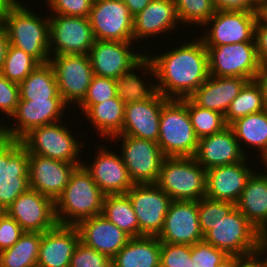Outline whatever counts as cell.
Listing matches in <instances>:
<instances>
[{"instance_id":"cell-58","label":"cell","mask_w":267,"mask_h":267,"mask_svg":"<svg viewBox=\"0 0 267 267\" xmlns=\"http://www.w3.org/2000/svg\"><path fill=\"white\" fill-rule=\"evenodd\" d=\"M4 121L0 122V141L4 138L3 134V123Z\"/></svg>"},{"instance_id":"cell-38","label":"cell","mask_w":267,"mask_h":267,"mask_svg":"<svg viewBox=\"0 0 267 267\" xmlns=\"http://www.w3.org/2000/svg\"><path fill=\"white\" fill-rule=\"evenodd\" d=\"M39 64L34 57L9 44L0 73L20 84Z\"/></svg>"},{"instance_id":"cell-45","label":"cell","mask_w":267,"mask_h":267,"mask_svg":"<svg viewBox=\"0 0 267 267\" xmlns=\"http://www.w3.org/2000/svg\"><path fill=\"white\" fill-rule=\"evenodd\" d=\"M50 14L89 17L94 0H45Z\"/></svg>"},{"instance_id":"cell-2","label":"cell","mask_w":267,"mask_h":267,"mask_svg":"<svg viewBox=\"0 0 267 267\" xmlns=\"http://www.w3.org/2000/svg\"><path fill=\"white\" fill-rule=\"evenodd\" d=\"M133 43L95 40L88 54L94 75L115 79L127 87L142 85L145 79L135 72L139 68L142 76L145 75V53L134 52Z\"/></svg>"},{"instance_id":"cell-43","label":"cell","mask_w":267,"mask_h":267,"mask_svg":"<svg viewBox=\"0 0 267 267\" xmlns=\"http://www.w3.org/2000/svg\"><path fill=\"white\" fill-rule=\"evenodd\" d=\"M161 267H191V245L161 243Z\"/></svg>"},{"instance_id":"cell-14","label":"cell","mask_w":267,"mask_h":267,"mask_svg":"<svg viewBox=\"0 0 267 267\" xmlns=\"http://www.w3.org/2000/svg\"><path fill=\"white\" fill-rule=\"evenodd\" d=\"M258 20L257 11L216 10L204 25L210 27L201 32L205 46H221L239 42H255L254 30Z\"/></svg>"},{"instance_id":"cell-13","label":"cell","mask_w":267,"mask_h":267,"mask_svg":"<svg viewBox=\"0 0 267 267\" xmlns=\"http://www.w3.org/2000/svg\"><path fill=\"white\" fill-rule=\"evenodd\" d=\"M49 63L54 69L58 93L64 103L70 108L72 104L78 107L94 76L89 55H51Z\"/></svg>"},{"instance_id":"cell-25","label":"cell","mask_w":267,"mask_h":267,"mask_svg":"<svg viewBox=\"0 0 267 267\" xmlns=\"http://www.w3.org/2000/svg\"><path fill=\"white\" fill-rule=\"evenodd\" d=\"M80 242L112 259L130 236L108 221L102 214L84 219L76 225Z\"/></svg>"},{"instance_id":"cell-41","label":"cell","mask_w":267,"mask_h":267,"mask_svg":"<svg viewBox=\"0 0 267 267\" xmlns=\"http://www.w3.org/2000/svg\"><path fill=\"white\" fill-rule=\"evenodd\" d=\"M235 207L234 203L211 199L207 196L201 198L198 201V212L203 236Z\"/></svg>"},{"instance_id":"cell-20","label":"cell","mask_w":267,"mask_h":267,"mask_svg":"<svg viewBox=\"0 0 267 267\" xmlns=\"http://www.w3.org/2000/svg\"><path fill=\"white\" fill-rule=\"evenodd\" d=\"M200 228L198 201H172L165 216L161 243L194 245L203 241Z\"/></svg>"},{"instance_id":"cell-4","label":"cell","mask_w":267,"mask_h":267,"mask_svg":"<svg viewBox=\"0 0 267 267\" xmlns=\"http://www.w3.org/2000/svg\"><path fill=\"white\" fill-rule=\"evenodd\" d=\"M25 4L1 12L9 43L34 57L40 64L50 60L49 15L44 18Z\"/></svg>"},{"instance_id":"cell-3","label":"cell","mask_w":267,"mask_h":267,"mask_svg":"<svg viewBox=\"0 0 267 267\" xmlns=\"http://www.w3.org/2000/svg\"><path fill=\"white\" fill-rule=\"evenodd\" d=\"M105 194L94 182L85 167L78 166L55 200V213L59 225L76 226L80 221L102 214Z\"/></svg>"},{"instance_id":"cell-15","label":"cell","mask_w":267,"mask_h":267,"mask_svg":"<svg viewBox=\"0 0 267 267\" xmlns=\"http://www.w3.org/2000/svg\"><path fill=\"white\" fill-rule=\"evenodd\" d=\"M49 39L50 55L89 54L95 42L89 17L58 14H49Z\"/></svg>"},{"instance_id":"cell-35","label":"cell","mask_w":267,"mask_h":267,"mask_svg":"<svg viewBox=\"0 0 267 267\" xmlns=\"http://www.w3.org/2000/svg\"><path fill=\"white\" fill-rule=\"evenodd\" d=\"M102 215L131 238L139 237V224L126 194L105 195Z\"/></svg>"},{"instance_id":"cell-7","label":"cell","mask_w":267,"mask_h":267,"mask_svg":"<svg viewBox=\"0 0 267 267\" xmlns=\"http://www.w3.org/2000/svg\"><path fill=\"white\" fill-rule=\"evenodd\" d=\"M156 184L174 201L206 196V170L194 157H166Z\"/></svg>"},{"instance_id":"cell-52","label":"cell","mask_w":267,"mask_h":267,"mask_svg":"<svg viewBox=\"0 0 267 267\" xmlns=\"http://www.w3.org/2000/svg\"><path fill=\"white\" fill-rule=\"evenodd\" d=\"M9 39L7 32L2 24H0V71L4 64V59L6 57L7 49L9 46Z\"/></svg>"},{"instance_id":"cell-48","label":"cell","mask_w":267,"mask_h":267,"mask_svg":"<svg viewBox=\"0 0 267 267\" xmlns=\"http://www.w3.org/2000/svg\"><path fill=\"white\" fill-rule=\"evenodd\" d=\"M216 10L258 11L260 0H213Z\"/></svg>"},{"instance_id":"cell-47","label":"cell","mask_w":267,"mask_h":267,"mask_svg":"<svg viewBox=\"0 0 267 267\" xmlns=\"http://www.w3.org/2000/svg\"><path fill=\"white\" fill-rule=\"evenodd\" d=\"M24 232L15 219L5 211L0 212V252L11 248Z\"/></svg>"},{"instance_id":"cell-53","label":"cell","mask_w":267,"mask_h":267,"mask_svg":"<svg viewBox=\"0 0 267 267\" xmlns=\"http://www.w3.org/2000/svg\"><path fill=\"white\" fill-rule=\"evenodd\" d=\"M256 81L262 88L264 104L267 109V64L261 66L260 71L257 74Z\"/></svg>"},{"instance_id":"cell-37","label":"cell","mask_w":267,"mask_h":267,"mask_svg":"<svg viewBox=\"0 0 267 267\" xmlns=\"http://www.w3.org/2000/svg\"><path fill=\"white\" fill-rule=\"evenodd\" d=\"M187 108L194 133L198 139L215 134L228 126L224 115L211 109L202 108L190 98H187Z\"/></svg>"},{"instance_id":"cell-40","label":"cell","mask_w":267,"mask_h":267,"mask_svg":"<svg viewBox=\"0 0 267 267\" xmlns=\"http://www.w3.org/2000/svg\"><path fill=\"white\" fill-rule=\"evenodd\" d=\"M126 87L124 83L115 79L94 75L86 96L76 108L81 109L84 114L93 104L116 98Z\"/></svg>"},{"instance_id":"cell-50","label":"cell","mask_w":267,"mask_h":267,"mask_svg":"<svg viewBox=\"0 0 267 267\" xmlns=\"http://www.w3.org/2000/svg\"><path fill=\"white\" fill-rule=\"evenodd\" d=\"M237 267H267V257L261 250L248 256H237Z\"/></svg>"},{"instance_id":"cell-24","label":"cell","mask_w":267,"mask_h":267,"mask_svg":"<svg viewBox=\"0 0 267 267\" xmlns=\"http://www.w3.org/2000/svg\"><path fill=\"white\" fill-rule=\"evenodd\" d=\"M246 157L229 125L215 134L198 139V148L194 156L205 170L239 163Z\"/></svg>"},{"instance_id":"cell-26","label":"cell","mask_w":267,"mask_h":267,"mask_svg":"<svg viewBox=\"0 0 267 267\" xmlns=\"http://www.w3.org/2000/svg\"><path fill=\"white\" fill-rule=\"evenodd\" d=\"M80 242L76 226L57 225L42 233L37 267H69Z\"/></svg>"},{"instance_id":"cell-10","label":"cell","mask_w":267,"mask_h":267,"mask_svg":"<svg viewBox=\"0 0 267 267\" xmlns=\"http://www.w3.org/2000/svg\"><path fill=\"white\" fill-rule=\"evenodd\" d=\"M29 186V153L20 140L0 141V211L4 212Z\"/></svg>"},{"instance_id":"cell-6","label":"cell","mask_w":267,"mask_h":267,"mask_svg":"<svg viewBox=\"0 0 267 267\" xmlns=\"http://www.w3.org/2000/svg\"><path fill=\"white\" fill-rule=\"evenodd\" d=\"M166 157H194L198 148L187 108V98L169 99L162 107L157 141Z\"/></svg>"},{"instance_id":"cell-29","label":"cell","mask_w":267,"mask_h":267,"mask_svg":"<svg viewBox=\"0 0 267 267\" xmlns=\"http://www.w3.org/2000/svg\"><path fill=\"white\" fill-rule=\"evenodd\" d=\"M258 171L248 179L236 208L263 234L267 232V173Z\"/></svg>"},{"instance_id":"cell-28","label":"cell","mask_w":267,"mask_h":267,"mask_svg":"<svg viewBox=\"0 0 267 267\" xmlns=\"http://www.w3.org/2000/svg\"><path fill=\"white\" fill-rule=\"evenodd\" d=\"M248 79L211 76L189 97L196 105L225 116L231 102L239 95Z\"/></svg>"},{"instance_id":"cell-11","label":"cell","mask_w":267,"mask_h":267,"mask_svg":"<svg viewBox=\"0 0 267 267\" xmlns=\"http://www.w3.org/2000/svg\"><path fill=\"white\" fill-rule=\"evenodd\" d=\"M208 51L209 75L216 77H242L255 80L260 62L255 42H239L221 46H205Z\"/></svg>"},{"instance_id":"cell-8","label":"cell","mask_w":267,"mask_h":267,"mask_svg":"<svg viewBox=\"0 0 267 267\" xmlns=\"http://www.w3.org/2000/svg\"><path fill=\"white\" fill-rule=\"evenodd\" d=\"M66 125L61 120L33 128L20 141L28 153L82 166L83 161L79 157L84 142L80 143L74 137L72 130H69V123Z\"/></svg>"},{"instance_id":"cell-27","label":"cell","mask_w":267,"mask_h":267,"mask_svg":"<svg viewBox=\"0 0 267 267\" xmlns=\"http://www.w3.org/2000/svg\"><path fill=\"white\" fill-rule=\"evenodd\" d=\"M179 24L174 0H152L133 18L134 42L177 31Z\"/></svg>"},{"instance_id":"cell-59","label":"cell","mask_w":267,"mask_h":267,"mask_svg":"<svg viewBox=\"0 0 267 267\" xmlns=\"http://www.w3.org/2000/svg\"><path fill=\"white\" fill-rule=\"evenodd\" d=\"M260 163L264 164L263 168L265 167V169L267 170V156ZM266 173H267V171H266Z\"/></svg>"},{"instance_id":"cell-51","label":"cell","mask_w":267,"mask_h":267,"mask_svg":"<svg viewBox=\"0 0 267 267\" xmlns=\"http://www.w3.org/2000/svg\"><path fill=\"white\" fill-rule=\"evenodd\" d=\"M134 18L138 15L152 0H122Z\"/></svg>"},{"instance_id":"cell-49","label":"cell","mask_w":267,"mask_h":267,"mask_svg":"<svg viewBox=\"0 0 267 267\" xmlns=\"http://www.w3.org/2000/svg\"><path fill=\"white\" fill-rule=\"evenodd\" d=\"M254 41L260 62L262 65L267 64V25L259 18L255 25Z\"/></svg>"},{"instance_id":"cell-36","label":"cell","mask_w":267,"mask_h":267,"mask_svg":"<svg viewBox=\"0 0 267 267\" xmlns=\"http://www.w3.org/2000/svg\"><path fill=\"white\" fill-rule=\"evenodd\" d=\"M265 109L262 88L256 79L251 80L243 86L239 95L231 102L225 114V121L227 125H230L239 118L262 112Z\"/></svg>"},{"instance_id":"cell-54","label":"cell","mask_w":267,"mask_h":267,"mask_svg":"<svg viewBox=\"0 0 267 267\" xmlns=\"http://www.w3.org/2000/svg\"><path fill=\"white\" fill-rule=\"evenodd\" d=\"M257 12L258 18L267 25V0H260Z\"/></svg>"},{"instance_id":"cell-18","label":"cell","mask_w":267,"mask_h":267,"mask_svg":"<svg viewBox=\"0 0 267 267\" xmlns=\"http://www.w3.org/2000/svg\"><path fill=\"white\" fill-rule=\"evenodd\" d=\"M5 212L25 232L43 233L58 225L55 201L31 188L19 195Z\"/></svg>"},{"instance_id":"cell-46","label":"cell","mask_w":267,"mask_h":267,"mask_svg":"<svg viewBox=\"0 0 267 267\" xmlns=\"http://www.w3.org/2000/svg\"><path fill=\"white\" fill-rule=\"evenodd\" d=\"M19 99V84L8 80L0 73V111L8 117V121L15 112Z\"/></svg>"},{"instance_id":"cell-55","label":"cell","mask_w":267,"mask_h":267,"mask_svg":"<svg viewBox=\"0 0 267 267\" xmlns=\"http://www.w3.org/2000/svg\"><path fill=\"white\" fill-rule=\"evenodd\" d=\"M24 2H20V0H0V11L3 12L8 10L9 8H14L22 5Z\"/></svg>"},{"instance_id":"cell-17","label":"cell","mask_w":267,"mask_h":267,"mask_svg":"<svg viewBox=\"0 0 267 267\" xmlns=\"http://www.w3.org/2000/svg\"><path fill=\"white\" fill-rule=\"evenodd\" d=\"M89 20L95 40L134 42L133 17L122 0H94Z\"/></svg>"},{"instance_id":"cell-33","label":"cell","mask_w":267,"mask_h":267,"mask_svg":"<svg viewBox=\"0 0 267 267\" xmlns=\"http://www.w3.org/2000/svg\"><path fill=\"white\" fill-rule=\"evenodd\" d=\"M19 101L62 99L52 65L39 64L20 84Z\"/></svg>"},{"instance_id":"cell-22","label":"cell","mask_w":267,"mask_h":267,"mask_svg":"<svg viewBox=\"0 0 267 267\" xmlns=\"http://www.w3.org/2000/svg\"><path fill=\"white\" fill-rule=\"evenodd\" d=\"M78 165L29 153V186L56 200Z\"/></svg>"},{"instance_id":"cell-19","label":"cell","mask_w":267,"mask_h":267,"mask_svg":"<svg viewBox=\"0 0 267 267\" xmlns=\"http://www.w3.org/2000/svg\"><path fill=\"white\" fill-rule=\"evenodd\" d=\"M67 106L63 99L19 101L10 120L13 124L3 123L5 138L20 140L31 129L63 120ZM13 118V119H12ZM10 126V127H9Z\"/></svg>"},{"instance_id":"cell-56","label":"cell","mask_w":267,"mask_h":267,"mask_svg":"<svg viewBox=\"0 0 267 267\" xmlns=\"http://www.w3.org/2000/svg\"><path fill=\"white\" fill-rule=\"evenodd\" d=\"M218 267H237V256H228Z\"/></svg>"},{"instance_id":"cell-34","label":"cell","mask_w":267,"mask_h":267,"mask_svg":"<svg viewBox=\"0 0 267 267\" xmlns=\"http://www.w3.org/2000/svg\"><path fill=\"white\" fill-rule=\"evenodd\" d=\"M40 232H24L11 247L0 252V267H37Z\"/></svg>"},{"instance_id":"cell-31","label":"cell","mask_w":267,"mask_h":267,"mask_svg":"<svg viewBox=\"0 0 267 267\" xmlns=\"http://www.w3.org/2000/svg\"><path fill=\"white\" fill-rule=\"evenodd\" d=\"M161 242L156 236L130 238L111 259L112 267H159Z\"/></svg>"},{"instance_id":"cell-57","label":"cell","mask_w":267,"mask_h":267,"mask_svg":"<svg viewBox=\"0 0 267 267\" xmlns=\"http://www.w3.org/2000/svg\"><path fill=\"white\" fill-rule=\"evenodd\" d=\"M261 251L267 256V232L261 237Z\"/></svg>"},{"instance_id":"cell-32","label":"cell","mask_w":267,"mask_h":267,"mask_svg":"<svg viewBox=\"0 0 267 267\" xmlns=\"http://www.w3.org/2000/svg\"><path fill=\"white\" fill-rule=\"evenodd\" d=\"M229 126L246 156L249 153L245 149L249 146L257 150L260 161L267 156V109L239 118ZM241 142L247 145L246 148Z\"/></svg>"},{"instance_id":"cell-44","label":"cell","mask_w":267,"mask_h":267,"mask_svg":"<svg viewBox=\"0 0 267 267\" xmlns=\"http://www.w3.org/2000/svg\"><path fill=\"white\" fill-rule=\"evenodd\" d=\"M111 259L79 242L72 255L69 267H112Z\"/></svg>"},{"instance_id":"cell-30","label":"cell","mask_w":267,"mask_h":267,"mask_svg":"<svg viewBox=\"0 0 267 267\" xmlns=\"http://www.w3.org/2000/svg\"><path fill=\"white\" fill-rule=\"evenodd\" d=\"M127 97L128 87L116 98L93 104L84 113V117H87L86 120L90 122L91 126L93 125L92 128L96 129L97 135L109 140V137L111 138L122 131Z\"/></svg>"},{"instance_id":"cell-42","label":"cell","mask_w":267,"mask_h":267,"mask_svg":"<svg viewBox=\"0 0 267 267\" xmlns=\"http://www.w3.org/2000/svg\"><path fill=\"white\" fill-rule=\"evenodd\" d=\"M228 256L203 240L191 246V267H218Z\"/></svg>"},{"instance_id":"cell-39","label":"cell","mask_w":267,"mask_h":267,"mask_svg":"<svg viewBox=\"0 0 267 267\" xmlns=\"http://www.w3.org/2000/svg\"><path fill=\"white\" fill-rule=\"evenodd\" d=\"M180 25L203 26L216 12L213 0H174Z\"/></svg>"},{"instance_id":"cell-12","label":"cell","mask_w":267,"mask_h":267,"mask_svg":"<svg viewBox=\"0 0 267 267\" xmlns=\"http://www.w3.org/2000/svg\"><path fill=\"white\" fill-rule=\"evenodd\" d=\"M109 139L111 142L120 139L122 152L118 154L122 153L120 156L134 184H156L166 158L157 142L127 135H114Z\"/></svg>"},{"instance_id":"cell-23","label":"cell","mask_w":267,"mask_h":267,"mask_svg":"<svg viewBox=\"0 0 267 267\" xmlns=\"http://www.w3.org/2000/svg\"><path fill=\"white\" fill-rule=\"evenodd\" d=\"M246 157L234 164L216 166L206 170V196L211 199L236 204L248 179L255 172ZM252 166V168H251Z\"/></svg>"},{"instance_id":"cell-21","label":"cell","mask_w":267,"mask_h":267,"mask_svg":"<svg viewBox=\"0 0 267 267\" xmlns=\"http://www.w3.org/2000/svg\"><path fill=\"white\" fill-rule=\"evenodd\" d=\"M103 147L100 146L92 163L82 165L105 195L126 194L135 185L127 167L120 155Z\"/></svg>"},{"instance_id":"cell-5","label":"cell","mask_w":267,"mask_h":267,"mask_svg":"<svg viewBox=\"0 0 267 267\" xmlns=\"http://www.w3.org/2000/svg\"><path fill=\"white\" fill-rule=\"evenodd\" d=\"M168 100L146 82L137 87H128L124 124L122 131L117 135L157 142L162 107Z\"/></svg>"},{"instance_id":"cell-1","label":"cell","mask_w":267,"mask_h":267,"mask_svg":"<svg viewBox=\"0 0 267 267\" xmlns=\"http://www.w3.org/2000/svg\"><path fill=\"white\" fill-rule=\"evenodd\" d=\"M193 40L160 55L145 52L144 74L157 80L145 82L167 99L189 98L209 77L208 51L200 37Z\"/></svg>"},{"instance_id":"cell-16","label":"cell","mask_w":267,"mask_h":267,"mask_svg":"<svg viewBox=\"0 0 267 267\" xmlns=\"http://www.w3.org/2000/svg\"><path fill=\"white\" fill-rule=\"evenodd\" d=\"M126 195L137 217L139 237H158L173 200L157 184H135Z\"/></svg>"},{"instance_id":"cell-9","label":"cell","mask_w":267,"mask_h":267,"mask_svg":"<svg viewBox=\"0 0 267 267\" xmlns=\"http://www.w3.org/2000/svg\"><path fill=\"white\" fill-rule=\"evenodd\" d=\"M261 237L260 231L235 207L203 240L229 256H248L261 250Z\"/></svg>"}]
</instances>
